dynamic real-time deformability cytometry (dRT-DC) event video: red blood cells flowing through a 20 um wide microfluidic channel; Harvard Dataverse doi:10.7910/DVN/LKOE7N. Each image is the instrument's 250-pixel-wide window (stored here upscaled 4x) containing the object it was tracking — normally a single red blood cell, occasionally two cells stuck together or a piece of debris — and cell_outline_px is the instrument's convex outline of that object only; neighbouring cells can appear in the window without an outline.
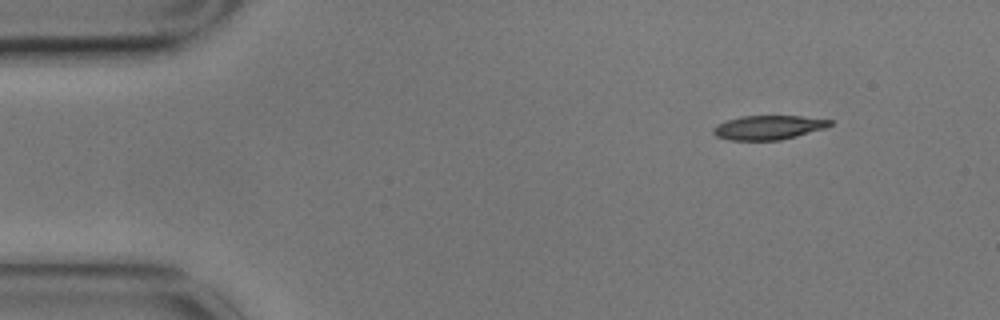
{"species": "common noctule bat (a hibernating species)", "species_latin": "Nyctalus noctula", "temperature_condition": "cold", "stored_images_in_passage": 3, "camera_frame_rate_fps": 3000, "um_per_image_px": 0.085, "animal": {"sex": "male", "body_mass_g": 17.9}, "frame": {"image": 1, "passage_image": 1, "time_ms": 0.0, "image_size_px": [1000, 320], "cell_outline_px": [[832, 124], [824, 128], [796, 136], [780, 140], [728, 140], [716, 136], [712, 132], [712, 128], [716, 124], [740, 116], [800, 116], [832, 120]], "centroid_in_image_um": [65.26, 10.83], "position_along_channel_um": 19.7, "area_um2": 16.36}}